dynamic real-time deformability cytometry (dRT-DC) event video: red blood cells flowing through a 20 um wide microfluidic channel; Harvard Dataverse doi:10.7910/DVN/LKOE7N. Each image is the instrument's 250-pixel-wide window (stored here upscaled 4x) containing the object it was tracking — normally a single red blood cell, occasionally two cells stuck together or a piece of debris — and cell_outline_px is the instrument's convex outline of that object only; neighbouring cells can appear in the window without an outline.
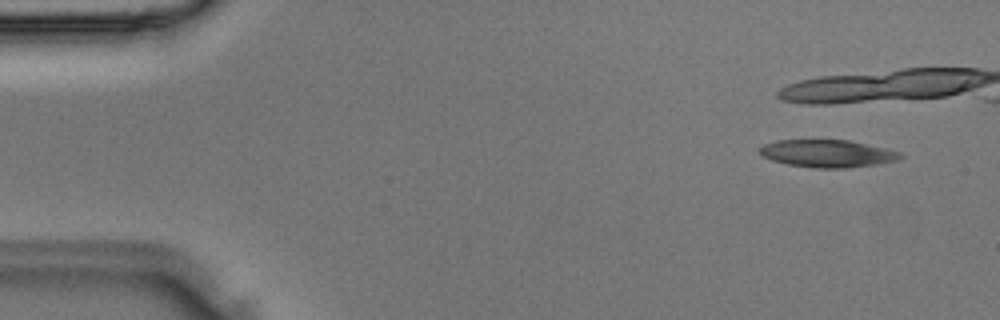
{"species": "Egyptian fruit bat (a non-hibernating species)", "species_latin": "Rousettus aegyptiacus", "temperature_condition": "room temperature", "stored_images_in_passage": 6, "camera_frame_rate_fps": 3000, "um_per_image_px": 0.085, "animal": {"sex": "male"}, "frame": {"image": 1, "passage_image": 1, "time_ms": 0.0, "image_size_px": [1000, 320], "cell_outline_px": [[904, 156], [896, 160], [876, 164], [844, 168], [812, 168], [788, 164], [772, 160], [764, 156], [760, 152], [760, 148], [764, 144], [776, 140], [848, 140], [884, 148], [900, 152]], "centroid_in_image_um": [70.32, 13.05], "position_along_channel_um": 14.7, "area_um2": 22.25}}